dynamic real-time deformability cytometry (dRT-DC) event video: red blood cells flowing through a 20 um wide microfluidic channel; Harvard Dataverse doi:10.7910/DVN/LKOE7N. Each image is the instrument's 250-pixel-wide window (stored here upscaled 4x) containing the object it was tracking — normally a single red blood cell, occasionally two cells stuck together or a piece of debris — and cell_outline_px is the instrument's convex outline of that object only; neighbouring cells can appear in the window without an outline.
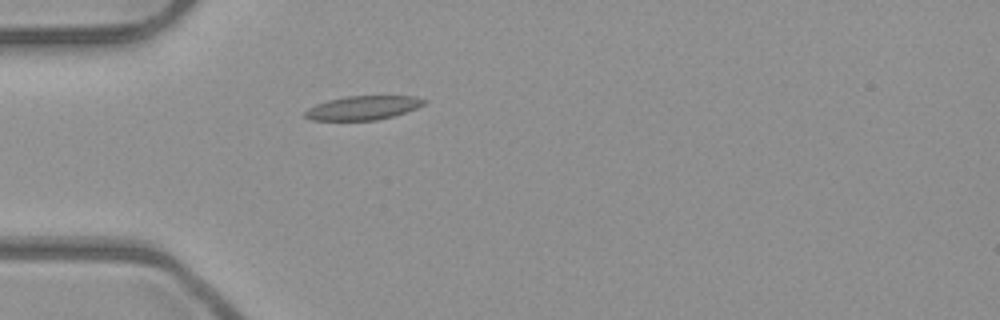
{"species": "common noctule bat (a hibernating species)", "species_latin": "Nyctalus noctula", "temperature_condition": "room temperature", "stored_images_in_passage": 1, "camera_frame_rate_fps": 3000, "um_per_image_px": 0.085, "animal": {"sex": "male", "body_mass_g": 23.1, "forearm_length_mm": 52.7}, "frame": {"image": 1, "passage_image": 1, "time_ms": 0.0, "image_size_px": [1000, 320], "cell_outline_px": [[428, 100], [424, 104], [416, 108], [392, 116], [376, 120], [312, 120], [304, 116], [304, 112], [308, 108], [316, 104], [328, 100], [348, 96], [416, 96]], "centroid_in_image_um": [30.85, 9.16], "position_along_channel_um": 54.2, "area_um2": 16.47}}